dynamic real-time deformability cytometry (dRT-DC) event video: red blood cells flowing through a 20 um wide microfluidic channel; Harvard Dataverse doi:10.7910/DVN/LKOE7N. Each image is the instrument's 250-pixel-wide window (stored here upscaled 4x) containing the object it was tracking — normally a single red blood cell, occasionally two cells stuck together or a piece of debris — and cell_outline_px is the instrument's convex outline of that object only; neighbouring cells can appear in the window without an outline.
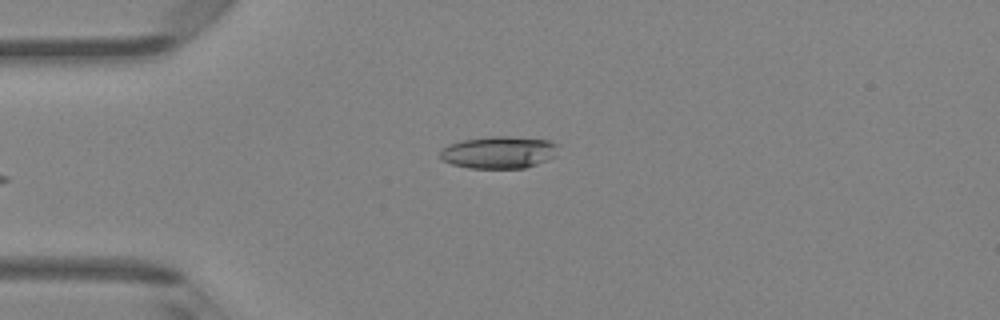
{"species": "Egyptian fruit bat (a non-hibernating species)", "species_latin": "Rousettus aegyptiacus", "temperature_condition": "room temperature", "stored_images_in_passage": 32, "camera_frame_rate_fps": 3000, "um_per_image_px": 0.085, "animal": {"sex": "female"}, "frame": {"image": 1, "passage_image": 1, "time_ms": 0.0, "image_size_px": [1000, 320], "cell_outline_px": [[560, 144], [556, 156], [548, 160], [524, 168], [468, 168], [452, 164], [444, 160], [440, 156], [440, 152], [448, 144], [464, 140], [492, 136], [508, 136], [548, 140]], "centroid_in_image_um": [42.46, 12.95], "position_along_channel_um": 42.5, "area_um2": 22.2}}
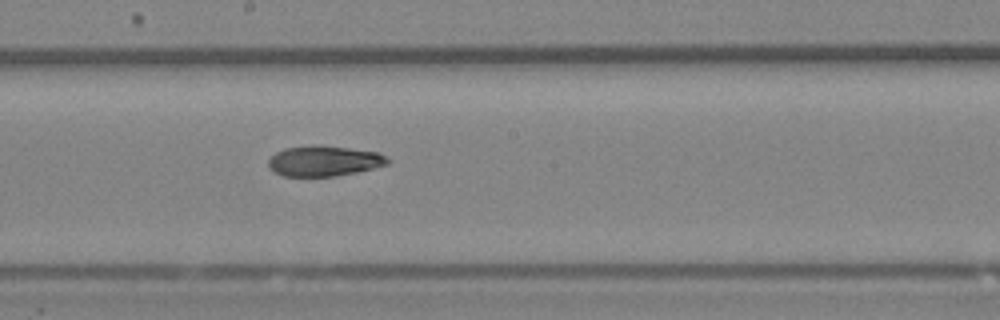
{"frame": {"image": 2, "passage_image": 15, "time_ms": 4.667, "image_size_px": [1000, 320], "cell_outline_px": [[392, 160], [388, 164], [356, 172], [336, 176], [284, 176], [268, 168], [268, 160], [276, 152], [284, 148], [348, 148], [380, 152]], "centroid_in_image_um": [27.59, 13.72], "position_along_channel_um": 220.6, "area_um2": 20.35}}
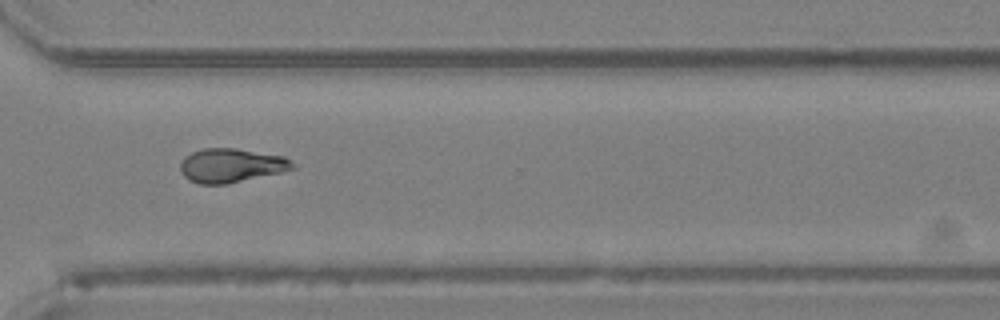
{"frame": {"image": 3, "passage_image": 24, "time_ms": 7.667, "image_size_px": [1000, 320], "cell_outline_px": [[296, 168], [280, 172], [228, 184], [200, 184], [188, 180], [180, 172], [180, 164], [184, 156], [192, 152], [204, 148], [236, 148], [284, 156], [292, 160], [296, 164]], "centroid_in_image_um": [19.65, 14.06], "position_along_channel_um": 350.9, "area_um2": 22.43}, "authors_computed_cell_mechanics": {"area_um2": 21.4438, "velocity_mm_per_s": 4.3303, "shape_relaxation_time_tau1_ms": 9.4551, "shape_relaxation_time_tau2_ms": 3.2592, "deformation_change_tau1": 0.1855, "deformation_change_tau2": 0.1054}}